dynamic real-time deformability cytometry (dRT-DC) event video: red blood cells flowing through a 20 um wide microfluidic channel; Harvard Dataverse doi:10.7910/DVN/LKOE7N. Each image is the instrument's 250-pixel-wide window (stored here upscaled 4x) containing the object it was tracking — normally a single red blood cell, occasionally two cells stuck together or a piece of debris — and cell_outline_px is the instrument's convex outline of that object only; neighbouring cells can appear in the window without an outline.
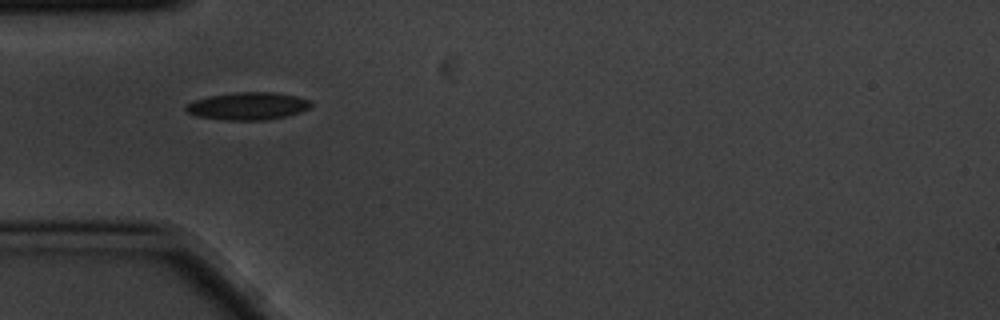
{"species": "common noctule bat (a hibernating species)", "species_latin": "Nyctalus noctula", "temperature_condition": "cold", "stored_images_in_passage": 4, "camera_frame_rate_fps": 3000, "um_per_image_px": 0.085, "animal": {"sex": "male", "body_mass_g": 20.1, "forearm_length_mm": 53.5}, "frame": {"image": 1, "passage_image": 3, "time_ms": 0.667, "image_size_px": [1000, 320], "cell_outline_px": [[312, 108], [288, 116], [268, 120], [220, 120], [196, 116], [188, 112], [184, 108], [188, 104], [196, 100], [208, 96], [236, 92], [276, 92], [296, 96], [308, 100], [312, 104]], "centroid_in_image_um": [21.1, 9.02], "position_along_channel_um": 63.9, "area_um2": 20.23}}